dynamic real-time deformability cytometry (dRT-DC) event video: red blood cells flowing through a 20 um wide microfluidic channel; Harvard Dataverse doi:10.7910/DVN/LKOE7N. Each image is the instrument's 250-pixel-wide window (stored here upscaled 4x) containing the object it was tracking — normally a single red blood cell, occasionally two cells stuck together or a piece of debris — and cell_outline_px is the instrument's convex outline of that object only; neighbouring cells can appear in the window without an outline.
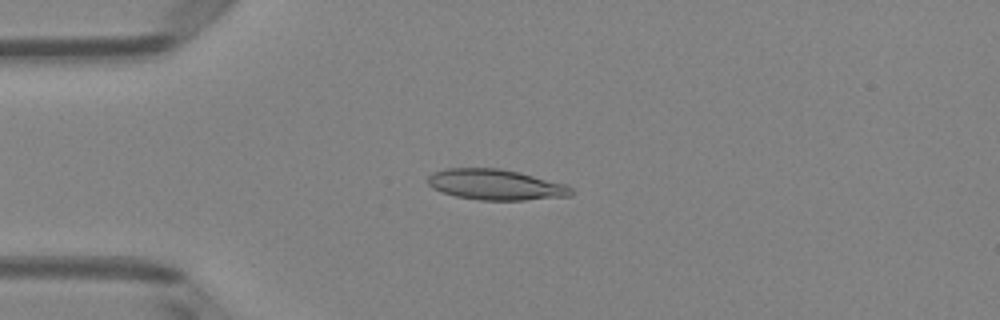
{"species": "Egyptian fruit bat (a non-hibernating species)", "species_latin": "Rousettus aegyptiacus", "temperature_condition": "room temperature", "stored_images_in_passage": 4, "camera_frame_rate_fps": 3000, "um_per_image_px": 0.085, "animal": {"sex": "female"}, "frame": {"image": 1, "passage_image": 1, "time_ms": 0.0, "image_size_px": [1000, 320], "cell_outline_px": [[572, 196], [524, 200], [480, 200], [456, 196], [440, 192], [432, 188], [428, 184], [428, 176], [432, 172], [444, 168], [500, 168], [520, 172], [568, 184], [572, 188]], "centroid_in_image_um": [42.14, 15.69], "position_along_channel_um": 42.9, "area_um2": 25.95}}
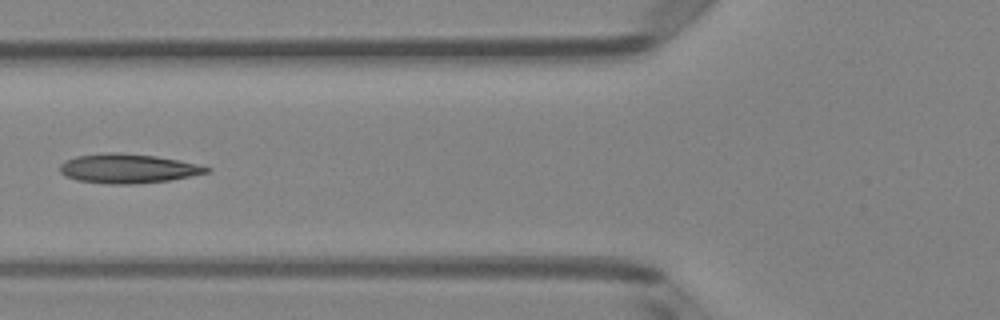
{"frame": {"image": 2, "passage_image": 3, "time_ms": 0.667, "image_size_px": [1000, 320], "cell_outline_px": [[212, 168], [208, 172], [168, 180], [136, 184], [108, 184], [76, 180], [64, 176], [60, 172], [60, 164], [64, 160], [76, 156], [104, 152], [116, 152], [156, 156], [180, 160]], "centroid_in_image_um": [10.81, 14.32], "position_along_channel_um": 115.0, "area_um2": 25.09}}
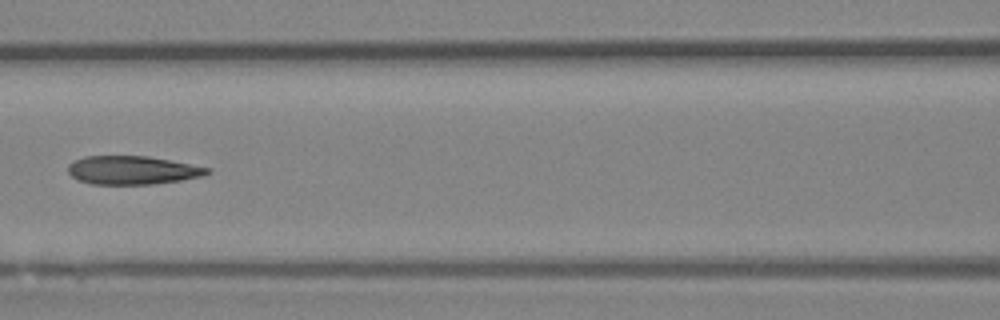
{"frame": {"image": 3, "passage_image": 4, "time_ms": 1.0, "image_size_px": [1000, 320], "cell_outline_px": [[212, 172], [204, 176], [180, 180], [152, 184], [92, 184], [80, 180], [72, 176], [68, 172], [68, 164], [84, 156], [148, 156], [212, 168]], "centroid_in_image_um": [11.29, 14.46], "position_along_channel_um": 155.3, "area_um2": 23.06}}